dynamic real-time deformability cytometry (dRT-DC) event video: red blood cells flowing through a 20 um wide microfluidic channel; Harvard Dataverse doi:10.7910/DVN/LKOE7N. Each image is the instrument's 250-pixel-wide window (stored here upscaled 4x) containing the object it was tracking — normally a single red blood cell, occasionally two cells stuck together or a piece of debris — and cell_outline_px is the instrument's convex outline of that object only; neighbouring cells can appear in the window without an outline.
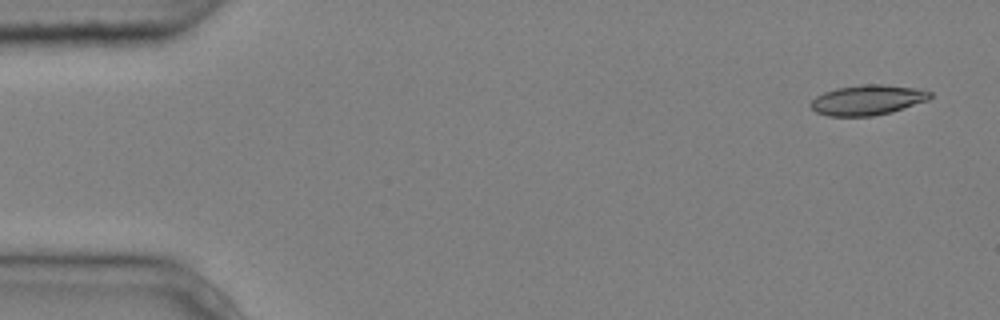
{"species": "common noctule bat (a hibernating species)", "species_latin": "Nyctalus noctula", "temperature_condition": "cold", "stored_images_in_passage": 5, "camera_frame_rate_fps": 3000, "um_per_image_px": 0.085, "animal": {"sex": "male", "body_mass_g": 20.4}, "frame": {"image": 1, "passage_image": 1, "time_ms": 0.0, "image_size_px": [1000, 320], "cell_outline_px": [[932, 96], [928, 100], [892, 112], [872, 116], [828, 116], [816, 112], [808, 104], [816, 96], [824, 92], [836, 88], [860, 84], [880, 84], [920, 88], [932, 92]], "centroid_in_image_um": [73.75, 8.49], "position_along_channel_um": 11.3, "area_um2": 21.15}}